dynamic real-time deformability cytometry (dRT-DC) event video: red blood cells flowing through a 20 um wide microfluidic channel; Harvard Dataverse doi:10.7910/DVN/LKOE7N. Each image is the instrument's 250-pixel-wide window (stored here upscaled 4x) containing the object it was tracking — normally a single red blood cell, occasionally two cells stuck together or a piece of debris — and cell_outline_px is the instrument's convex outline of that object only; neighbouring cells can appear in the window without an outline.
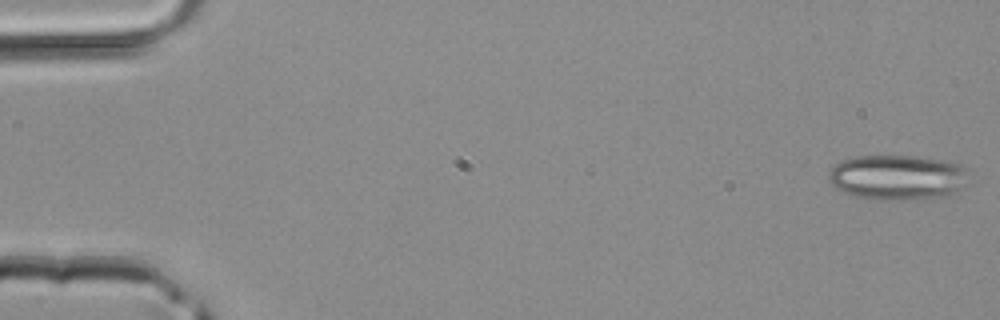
{"species": "common noctule bat (a hibernating species)", "species_latin": "Nyctalus noctula", "temperature_condition": "room temperature", "stored_images_in_passage": 43, "camera_frame_rate_fps": 3000, "um_per_image_px": 0.085, "animal": {"sex": "male", "body_mass_g": 20.4}, "frame": {"image": 1, "passage_image": 1, "time_ms": 0.0, "image_size_px": [1000, 320], "cell_outline_px": [[972, 184], [948, 196], [916, 200], [872, 200], [852, 196], [844, 192], [832, 184], [828, 176], [828, 172], [840, 160], [856, 156], [916, 156], [940, 160], [960, 164]], "centroid_in_image_um": [76.32, 15.1], "position_along_channel_um": 8.7, "area_um2": 37.45}}
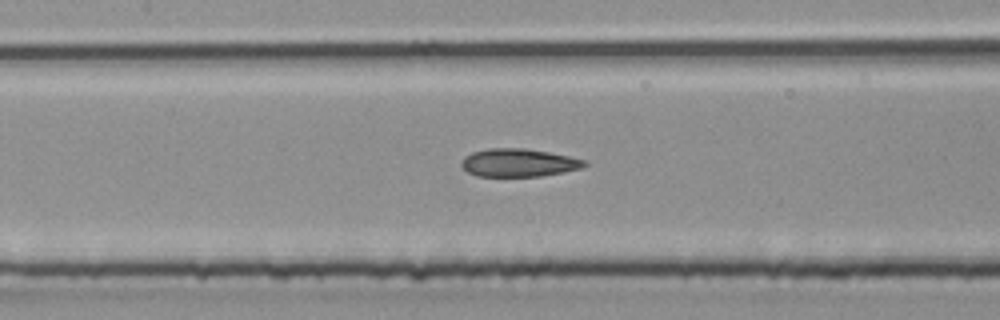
{"frame": {"image": 2, "passage_image": 20, "time_ms": 6.333, "image_size_px": [1000, 320], "cell_outline_px": [[588, 164], [580, 168], [564, 172], [540, 176], [476, 176], [468, 172], [460, 164], [464, 156], [472, 152], [488, 148], [524, 148], [548, 152], [588, 160]], "centroid_in_image_um": [44.08, 13.83], "position_along_channel_um": 163.3, "area_um2": 20.11}}
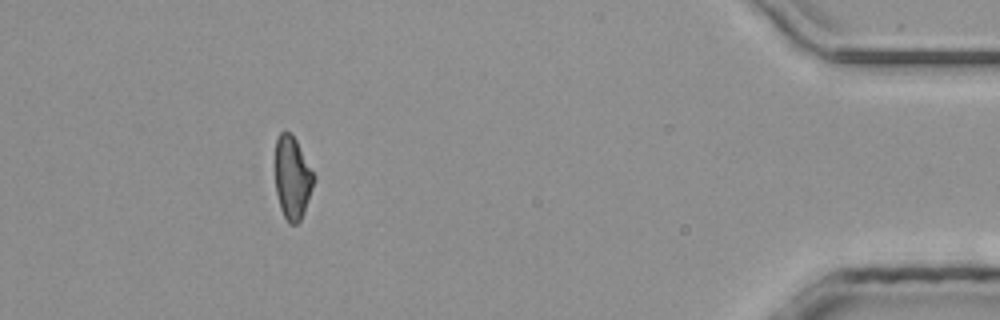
{"frame": {"image": 3, "passage_image": 39, "time_ms": 12.667, "image_size_px": [1000, 320], "cell_outline_px": [[316, 180], [304, 212], [300, 220], [296, 224], [288, 224], [280, 208], [276, 192], [276, 140], [280, 132], [288, 132], [296, 140], [316, 176]], "centroid_in_image_um": [24.87, 15.14], "position_along_channel_um": 410.3, "area_um2": 18.61}}